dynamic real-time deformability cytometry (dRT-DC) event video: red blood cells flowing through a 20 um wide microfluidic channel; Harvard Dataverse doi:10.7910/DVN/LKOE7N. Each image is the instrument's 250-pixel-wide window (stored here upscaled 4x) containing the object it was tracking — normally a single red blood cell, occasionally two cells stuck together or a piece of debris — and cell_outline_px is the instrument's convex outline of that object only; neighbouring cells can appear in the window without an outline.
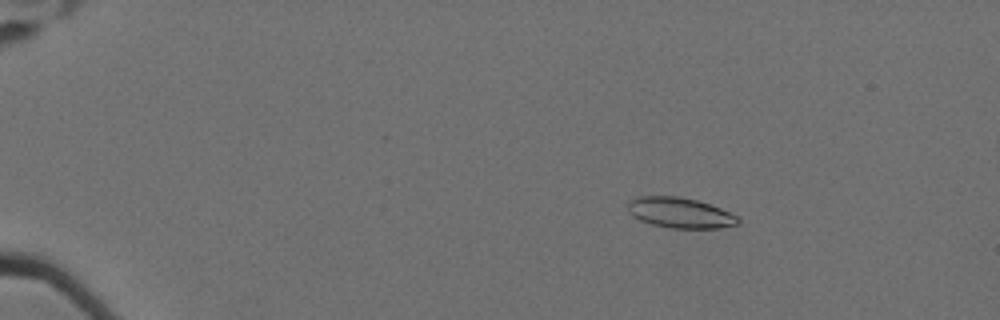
{"species": "Egyptian fruit bat (a non-hibernating species)", "species_latin": "Rousettus aegyptiacus", "temperature_condition": "cold", "stored_images_in_passage": 60, "camera_frame_rate_fps": 3000, "um_per_image_px": 0.085, "animal": {"sex": "female"}, "frame": {"image": 1, "passage_image": 11, "time_ms": 3.333, "image_size_px": [1000, 320], "cell_outline_px": [[740, 224], [720, 228], [672, 228], [652, 224], [640, 220], [632, 216], [628, 212], [628, 200], [640, 196], [680, 196], [696, 200], [720, 208], [736, 216], [740, 220]], "centroid_in_image_um": [57.78, 18.08], "position_along_channel_um": 27.2, "area_um2": 19.54}}
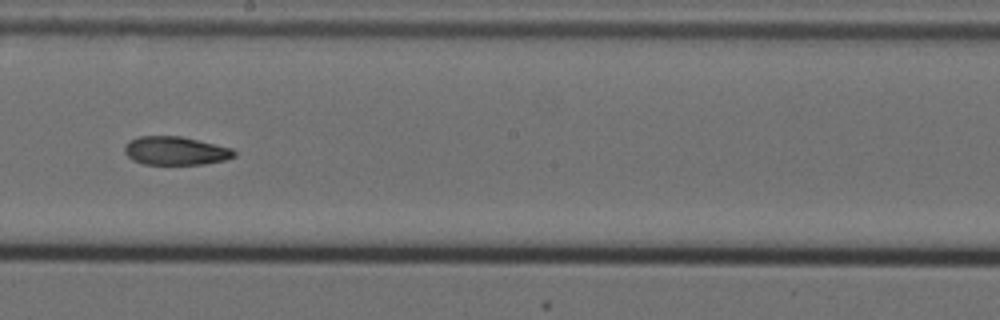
{"frame": {"image": 2, "passage_image": 37, "time_ms": 12.0, "image_size_px": [1000, 320], "cell_outline_px": [[236, 156], [224, 160], [204, 164], [144, 164], [132, 160], [124, 152], [124, 148], [128, 140], [140, 136], [180, 136], [232, 148], [236, 152]], "centroid_in_image_um": [14.91, 12.81], "position_along_channel_um": 233.3, "area_um2": 18.15}}
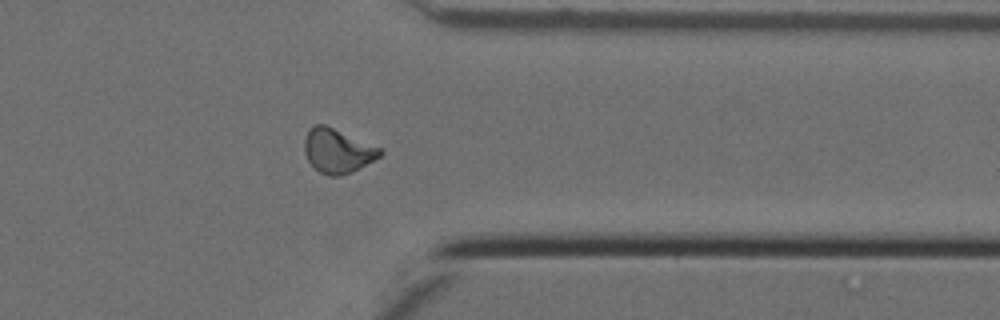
{"frame": {"image": 3, "passage_image": 50, "time_ms": 16.333, "image_size_px": [1000, 320], "cell_outline_px": [[384, 152], [380, 156], [352, 172], [340, 176], [328, 176], [320, 172], [308, 160], [304, 152], [304, 140], [308, 132], [316, 124], [324, 124], [380, 148]], "centroid_in_image_um": [28.68, 12.84], "position_along_channel_um": 382.7, "area_um2": 19.07}, "authors_computed_cell_mechanics": {"area_um2": 19.1318, "velocity_mm_per_s": 3.5086, "shape_relaxation_time_tau1_ms": null, "shape_relaxation_time_tau2_ms": 4.228, "deformation_change_tau1": null, "deformation_change_tau2": 0.1036}}